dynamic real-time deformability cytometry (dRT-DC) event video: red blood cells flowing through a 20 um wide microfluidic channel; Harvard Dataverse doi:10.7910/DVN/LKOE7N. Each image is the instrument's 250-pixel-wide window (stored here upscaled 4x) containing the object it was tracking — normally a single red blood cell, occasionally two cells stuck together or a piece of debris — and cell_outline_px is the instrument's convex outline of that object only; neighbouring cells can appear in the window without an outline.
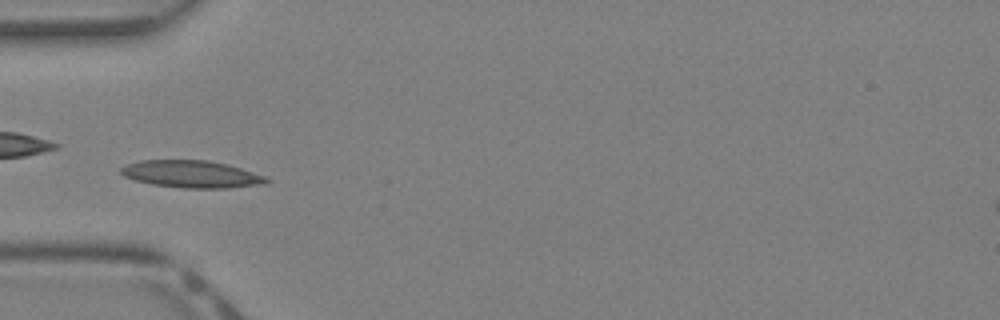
{"species": "Egyptian fruit bat (a non-hibernating species)", "species_latin": "Rousettus aegyptiacus", "temperature_condition": "warm", "stored_images_in_passage": 34, "camera_frame_rate_fps": 3000, "um_per_image_px": 0.085, "animal": {"sex": "female"}, "frame": {"image": 1, "passage_image": 7, "time_ms": 2.0, "image_size_px": [1000, 320], "cell_outline_px": [[272, 180], [268, 184], [228, 188], [184, 188], [152, 184], [136, 180], [124, 176], [120, 172], [120, 168], [128, 164], [140, 160], [208, 160], [240, 168], [264, 176]], "centroid_in_image_um": [16.3, 14.81], "position_along_channel_um": 68.7, "area_um2": 23.0}}
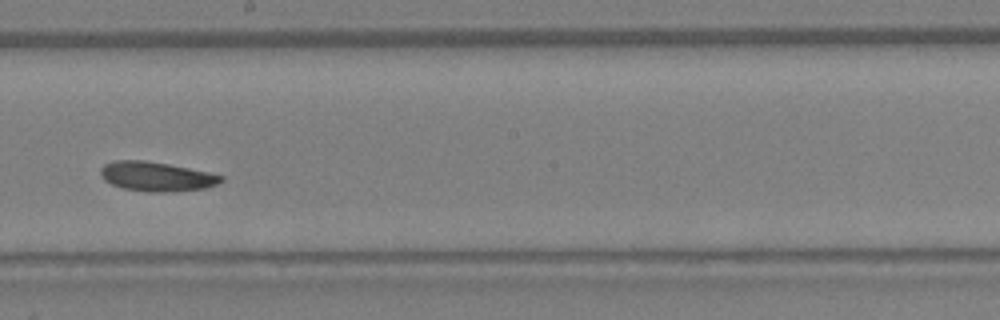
{"frame": {"image": 2, "passage_image": 17, "time_ms": 5.333, "image_size_px": [1000, 320], "cell_outline_px": [[224, 180], [216, 184], [204, 188], [164, 192], [152, 192], [124, 188], [112, 184], [104, 180], [100, 176], [100, 168], [104, 164], [116, 160], [144, 160], [168, 164], [208, 172], [224, 176]], "centroid_in_image_um": [13.27, 14.99], "position_along_channel_um": 234.9, "area_um2": 20.46}}
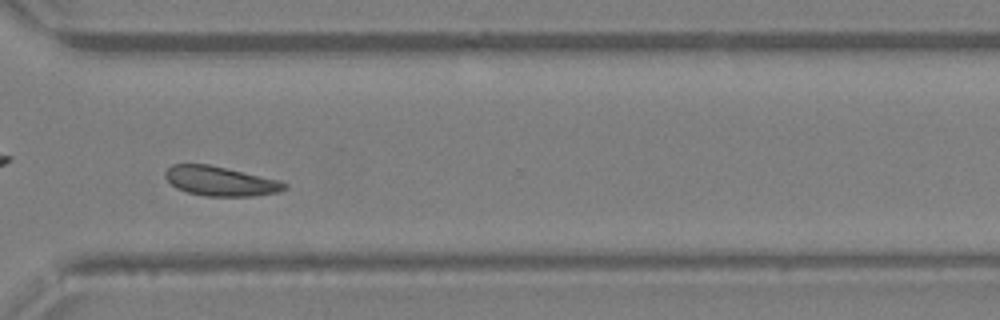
{"frame": {"image": 3, "passage_image": 24, "time_ms": 7.667, "image_size_px": [1000, 320], "cell_outline_px": [[288, 188], [276, 192], [252, 196], [204, 196], [188, 192], [176, 188], [164, 176], [164, 172], [172, 164], [208, 164], [280, 180], [288, 184]], "centroid_in_image_um": [18.73, 15.39], "position_along_channel_um": 351.9, "area_um2": 20.4}}